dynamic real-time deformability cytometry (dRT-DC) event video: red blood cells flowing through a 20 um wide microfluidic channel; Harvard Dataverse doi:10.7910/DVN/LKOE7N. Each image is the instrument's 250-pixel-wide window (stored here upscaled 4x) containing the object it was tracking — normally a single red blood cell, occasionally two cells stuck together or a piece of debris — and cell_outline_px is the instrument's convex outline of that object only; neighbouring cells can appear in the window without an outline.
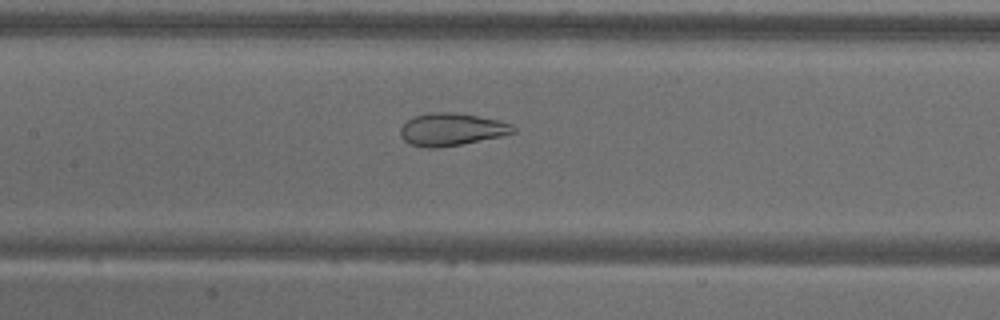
{"species": "common noctule bat (a hibernating species)", "species_latin": "Nyctalus noctula", "temperature_condition": "warm", "stored_images_in_passage": 54, "camera_frame_rate_fps": 3000, "um_per_image_px": 0.085, "animal": {"sex": "male", "body_mass_g": 18.8}, "frame": {"image": 1, "passage_image": 24, "time_ms": 7.667, "image_size_px": [1000, 320], "cell_outline_px": [[516, 132], [500, 136], [440, 148], [428, 148], [408, 144], [400, 136], [400, 128], [408, 120], [416, 116], [428, 112], [456, 112], [496, 120], [512, 124], [516, 128]], "centroid_in_image_um": [38.35, 11.0], "position_along_channel_um": 169.1, "area_um2": 21.27}}
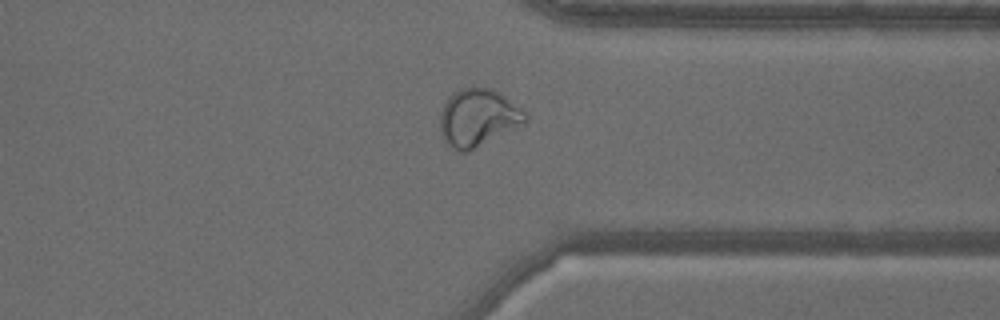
{"frame": {"image": 2, "passage_image": 41, "time_ms": 13.333, "image_size_px": [1000, 320], "cell_outline_px": [[528, 120], [524, 124], [468, 152], [460, 152], [448, 144], [444, 140], [440, 132], [440, 112], [448, 96], [452, 92], [460, 88], [492, 88], [500, 92], [524, 112]], "centroid_in_image_um": [40.61, 10.0], "position_along_channel_um": 370.8, "area_um2": 28.5}}
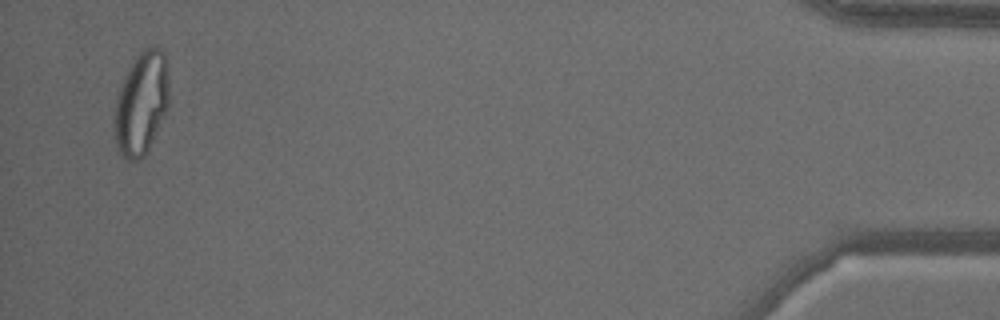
{"frame": {"image": 3, "passage_image": 52, "time_ms": 17.0, "image_size_px": [1000, 320], "cell_outline_px": [[168, 104], [148, 152], [144, 156], [136, 160], [124, 160], [120, 156], [116, 148], [112, 128], [116, 96], [120, 84], [128, 68], [136, 56], [144, 48], [156, 48], [164, 52], [168, 72]], "centroid_in_image_um": [11.96, 8.84], "position_along_channel_um": 423.2, "area_um2": 33.23}, "authors_computed_cell_mechanics": {"area_um2": 28.5532, "velocity_mm_per_s": 3.6077, "shape_relaxation_time_tau1_ms": null, "shape_relaxation_time_tau2_ms": 0.7632, "deformation_change_tau1": null, "deformation_change_tau2": 0.0686}}